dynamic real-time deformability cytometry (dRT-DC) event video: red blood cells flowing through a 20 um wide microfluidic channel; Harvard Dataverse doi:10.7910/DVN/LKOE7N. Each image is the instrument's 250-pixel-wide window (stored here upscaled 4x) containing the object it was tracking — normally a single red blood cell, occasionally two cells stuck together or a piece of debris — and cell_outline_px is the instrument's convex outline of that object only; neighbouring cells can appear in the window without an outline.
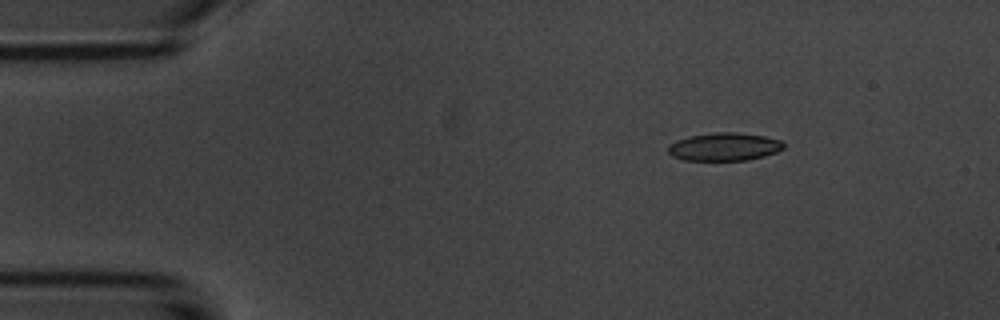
{"species": "common noctule bat (a hibernating species)", "species_latin": "Nyctalus noctula", "temperature_condition": "room temperature", "stored_images_in_passage": 47, "camera_frame_rate_fps": 3000, "um_per_image_px": 0.085, "animal": {"sex": "male", "body_mass_g": 20.1, "forearm_length_mm": 53.5}, "frame": {"image": 1, "passage_image": 1, "time_ms": 0.0, "image_size_px": [1000, 320], "cell_outline_px": [[784, 148], [776, 152], [764, 156], [748, 160], [684, 160], [672, 156], [668, 152], [668, 144], [676, 140], [688, 136], [712, 132], [736, 132], [764, 136], [780, 140], [784, 144]], "centroid_in_image_um": [61.53, 12.47], "position_along_channel_um": 23.5, "area_um2": 18.96}}
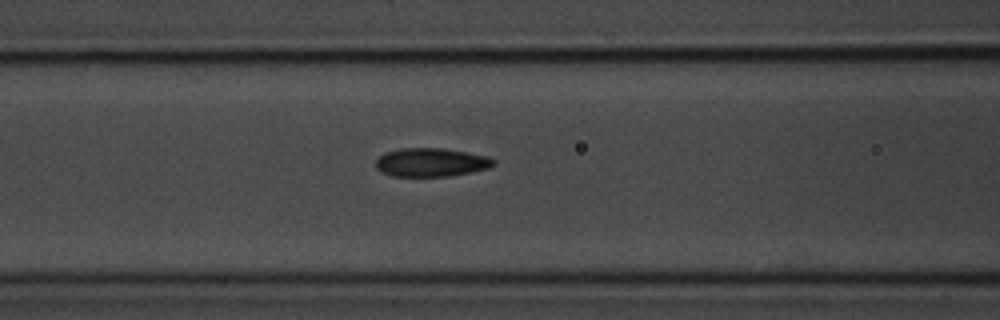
{"frame": {"image": 2, "passage_image": 15, "time_ms": 4.667, "image_size_px": [1000, 320], "cell_outline_px": [[496, 164], [488, 168], [448, 176], [392, 176], [380, 172], [376, 168], [376, 160], [384, 152], [400, 148], [444, 148], [488, 156], [496, 160]], "centroid_in_image_um": [36.62, 13.79], "position_along_channel_um": 130.0, "area_um2": 19.65}}
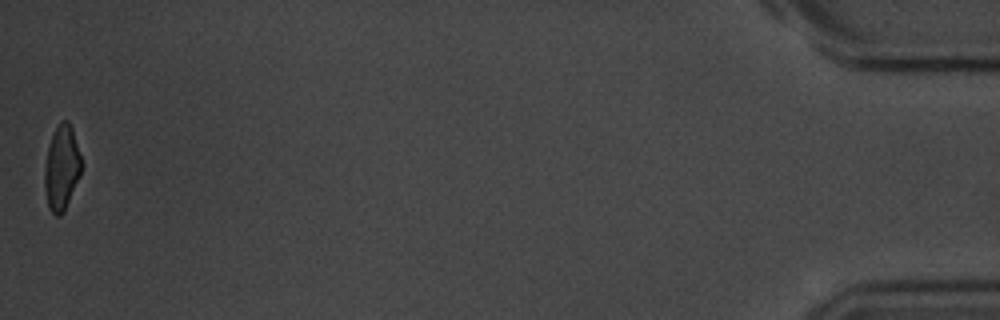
{"frame": {"image": 3, "passage_image": 47, "time_ms": 15.333, "image_size_px": [1000, 320], "cell_outline_px": [[80, 176], [64, 212], [60, 216], [56, 216], [48, 208], [44, 188], [44, 172], [48, 148], [52, 136], [60, 120], [68, 120], [72, 128], [80, 156]], "centroid_in_image_um": [5.22, 14.3], "position_along_channel_um": 430.0, "area_um2": 17.98}, "authors_computed_cell_mechanics": {"area_um2": 19.652, "velocity_mm_per_s": 3.7207, "shape_relaxation_time_tau1_ms": 2.8536, "shape_relaxation_time_tau2_ms": 2.5777, "deformation_change_tau1": 0.115, "deformation_change_tau2": 0.0891}}